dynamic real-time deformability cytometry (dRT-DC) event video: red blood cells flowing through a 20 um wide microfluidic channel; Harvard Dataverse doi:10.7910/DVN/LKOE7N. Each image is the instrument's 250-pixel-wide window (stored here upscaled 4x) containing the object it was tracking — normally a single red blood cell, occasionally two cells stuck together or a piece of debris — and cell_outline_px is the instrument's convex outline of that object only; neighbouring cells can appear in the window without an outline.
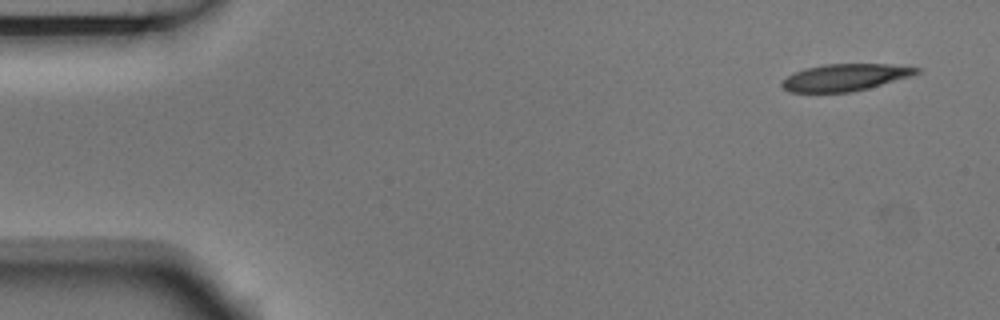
{"species": "Egyptian fruit bat (a non-hibernating species)", "species_latin": "Rousettus aegyptiacus", "temperature_condition": "room temperature", "stored_images_in_passage": 4, "camera_frame_rate_fps": 3000, "um_per_image_px": 0.085, "animal": {"sex": "male"}, "frame": {"image": 1, "passage_image": 1, "time_ms": 0.0, "image_size_px": [1000, 320], "cell_outline_px": [[920, 72], [912, 76], [868, 88], [848, 92], [788, 92], [780, 84], [788, 76], [804, 68], [824, 64], [892, 64], [920, 68]], "centroid_in_image_um": [71.85, 6.57], "position_along_channel_um": 13.1, "area_um2": 21.04}}